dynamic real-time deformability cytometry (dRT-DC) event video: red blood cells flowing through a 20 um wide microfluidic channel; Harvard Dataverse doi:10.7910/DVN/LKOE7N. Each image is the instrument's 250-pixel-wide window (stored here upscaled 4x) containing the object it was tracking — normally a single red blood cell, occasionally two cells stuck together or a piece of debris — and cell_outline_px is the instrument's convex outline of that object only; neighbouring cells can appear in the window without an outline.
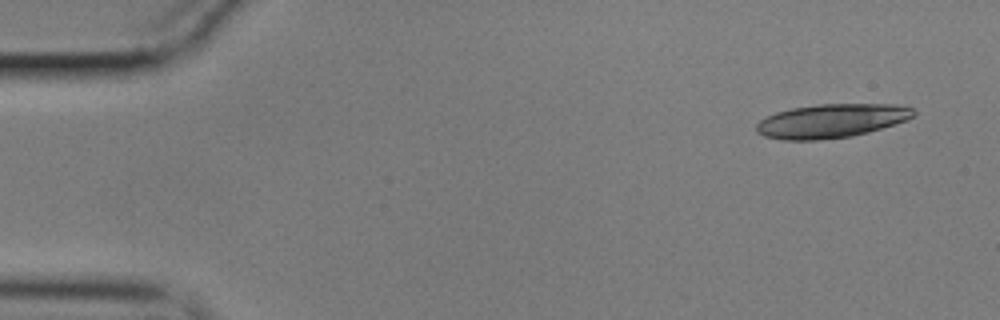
{"species": "common noctule bat (a hibernating species)", "species_latin": "Nyctalus noctula", "temperature_condition": "cold", "stored_images_in_passage": 18, "camera_frame_rate_fps": 3000, "um_per_image_px": 0.085, "animal": {"sex": "male", "body_mass_g": 17.9}, "frame": {"image": 1, "passage_image": 1, "time_ms": 0.0, "image_size_px": [1000, 320], "cell_outline_px": [[916, 112], [908, 120], [868, 132], [852, 136], [816, 140], [780, 140], [764, 136], [756, 132], [756, 124], [764, 116], [776, 112], [792, 108], [820, 104], [896, 104], [912, 108]], "centroid_in_image_um": [70.63, 10.27], "position_along_channel_um": 14.4, "area_um2": 31.1}}